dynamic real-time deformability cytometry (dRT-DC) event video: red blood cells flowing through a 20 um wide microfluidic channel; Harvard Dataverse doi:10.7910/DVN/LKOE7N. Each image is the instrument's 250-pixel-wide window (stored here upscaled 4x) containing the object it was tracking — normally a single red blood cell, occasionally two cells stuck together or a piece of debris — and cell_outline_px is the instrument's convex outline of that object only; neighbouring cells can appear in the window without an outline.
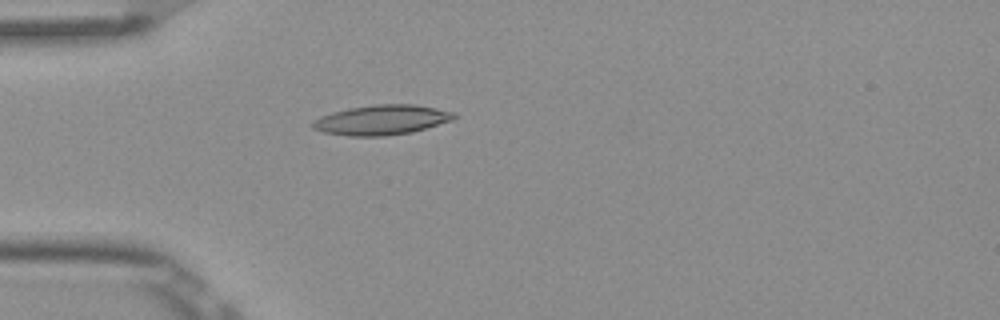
{"species": "Egyptian fruit bat (a non-hibernating species)", "species_latin": "Rousettus aegyptiacus", "temperature_condition": "room temperature", "stored_images_in_passage": 3, "camera_frame_rate_fps": 3000, "um_per_image_px": 0.085, "frame": {"image": 1, "passage_image": 3, "time_ms": 0.667, "image_size_px": [1000, 320], "cell_outline_px": [[456, 116], [452, 120], [412, 132], [384, 136], [348, 136], [324, 132], [312, 128], [312, 120], [320, 116], [332, 112], [348, 108], [372, 104], [412, 104], [436, 108], [456, 112]], "centroid_in_image_um": [32.42, 10.18], "position_along_channel_um": 52.6, "area_um2": 24.68}}